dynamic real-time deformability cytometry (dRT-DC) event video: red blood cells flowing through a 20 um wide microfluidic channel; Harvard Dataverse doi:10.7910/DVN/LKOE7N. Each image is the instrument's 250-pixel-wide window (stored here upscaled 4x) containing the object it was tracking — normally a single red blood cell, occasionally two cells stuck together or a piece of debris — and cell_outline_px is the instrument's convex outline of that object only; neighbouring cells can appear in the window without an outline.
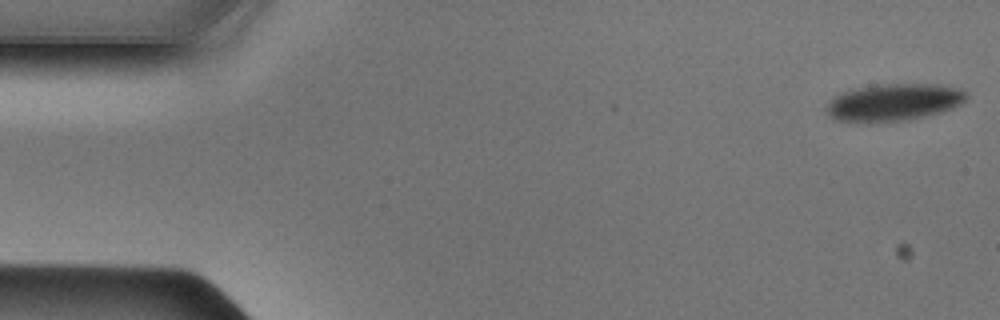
{"species": "Egyptian fruit bat (a non-hibernating species)", "species_latin": "Rousettus aegyptiacus", "temperature_condition": "cold", "stored_images_in_passage": 43, "camera_frame_rate_fps": 3000, "um_per_image_px": 0.085, "animal": {"sex": "male"}, "frame": {"image": 1, "passage_image": 1, "time_ms": 0.0, "image_size_px": [1000, 320], "cell_outline_px": [[968, 96], [960, 104], [952, 108], [940, 112], [908, 120], [872, 124], [856, 124], [832, 120], [824, 112], [824, 108], [828, 100], [832, 96], [840, 92], [856, 88], [880, 84], [936, 84], [960, 88], [968, 92]], "centroid_in_image_um": [75.84, 8.73], "position_along_channel_um": 9.2, "area_um2": 31.5}}
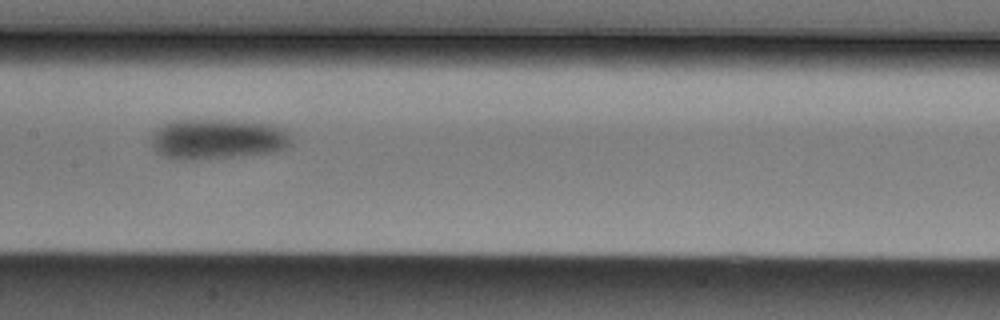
{"frame": {"image": 2, "passage_image": 23, "time_ms": 7.333, "image_size_px": [1000, 320], "cell_outline_px": [[292, 144], [276, 152], [240, 156], [200, 160], [172, 160], [160, 156], [152, 148], [152, 136], [156, 128], [172, 120], [228, 120], [272, 124], [284, 128]], "centroid_in_image_um": [18.44, 11.84], "position_along_channel_um": 189.0, "area_um2": 33.41}}
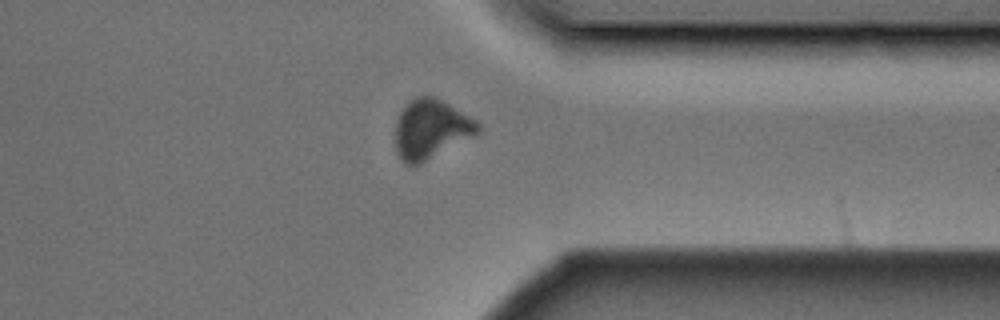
{"frame": {"image": 3, "passage_image": 37, "time_ms": 12.0, "image_size_px": [1000, 320], "cell_outline_px": [[480, 132], [416, 168], [412, 168], [404, 164], [400, 160], [396, 152], [396, 120], [404, 104], [416, 96], [436, 96], [476, 120], [480, 124]], "centroid_in_image_um": [36.6, 11.02], "position_along_channel_um": 374.8, "area_um2": 29.25}}